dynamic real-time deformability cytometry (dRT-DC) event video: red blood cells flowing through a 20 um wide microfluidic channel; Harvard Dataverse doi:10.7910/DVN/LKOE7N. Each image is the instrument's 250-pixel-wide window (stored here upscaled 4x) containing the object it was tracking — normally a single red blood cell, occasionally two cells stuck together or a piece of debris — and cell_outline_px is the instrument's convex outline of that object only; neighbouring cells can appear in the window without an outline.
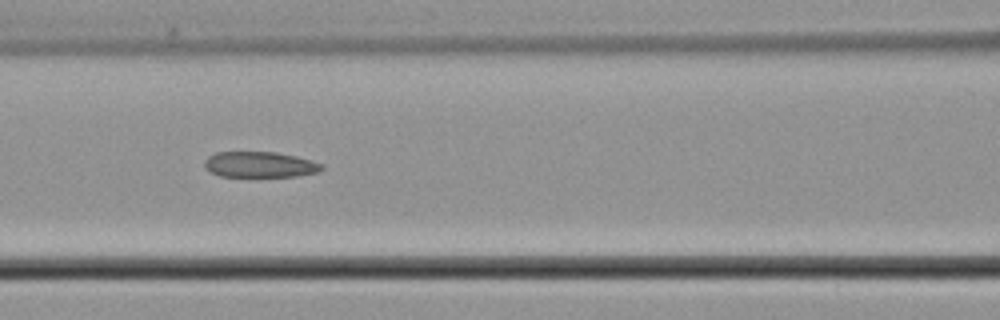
{"species": "common noctule bat (a hibernating species)", "species_latin": "Nyctalus noctula", "temperature_condition": "cold", "stored_images_in_passage": 9, "camera_frame_rate_fps": 3000, "um_per_image_px": 0.085, "animal": {"sex": "male", "body_mass_g": 21.5, "forearm_length_mm": 52.0}, "frame": {"image": 1, "passage_image": 6, "time_ms": 7.0, "image_size_px": [1000, 320], "cell_outline_px": [[324, 168], [316, 172], [296, 176], [220, 176], [204, 168], [204, 160], [208, 156], [216, 152], [276, 152], [296, 156], [312, 160], [324, 164]], "centroid_in_image_um": [22.08, 13.98], "position_along_channel_um": 144.5, "area_um2": 17.57}}
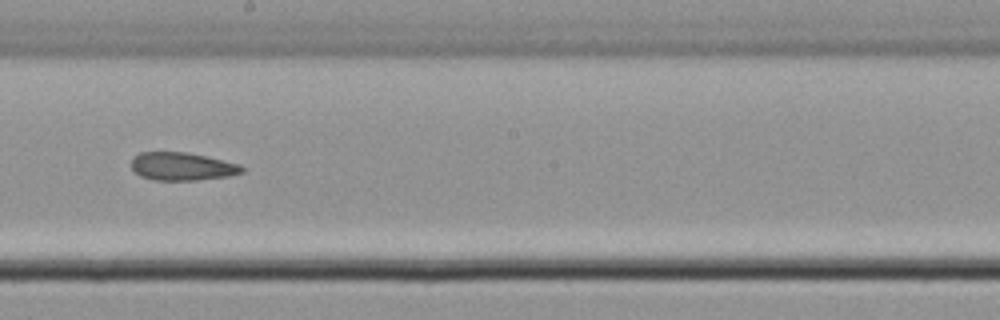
{"frame": {"image": 2, "passage_image": 8, "time_ms": 9.333, "image_size_px": [1000, 320], "cell_outline_px": [[244, 172], [228, 176], [196, 180], [152, 180], [140, 176], [132, 168], [132, 156], [140, 152], [188, 152], [240, 164], [244, 168]], "centroid_in_image_um": [15.47, 14.14], "position_along_channel_um": 232.7, "area_um2": 18.09}}
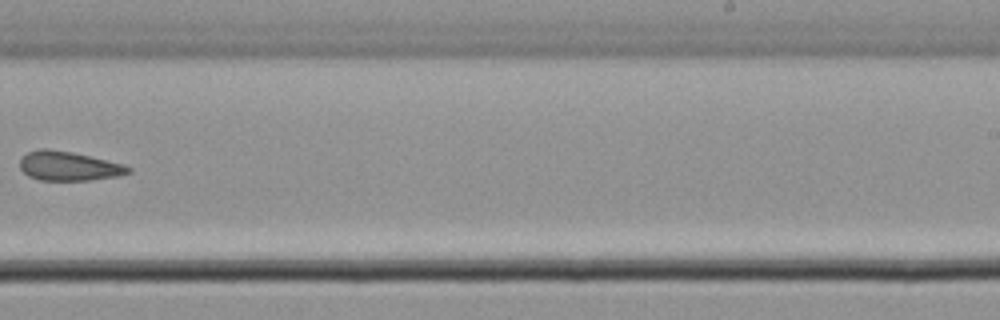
{"frame": {"image": 3, "passage_image": 9, "time_ms": 10.667, "image_size_px": [1000, 320], "cell_outline_px": [[132, 172], [120, 176], [88, 180], [40, 180], [28, 176], [20, 168], [20, 160], [28, 152], [40, 148], [48, 148], [72, 152], [124, 164], [132, 168]], "centroid_in_image_um": [5.86, 14.11], "position_along_channel_um": 283.1, "area_um2": 18.5}}